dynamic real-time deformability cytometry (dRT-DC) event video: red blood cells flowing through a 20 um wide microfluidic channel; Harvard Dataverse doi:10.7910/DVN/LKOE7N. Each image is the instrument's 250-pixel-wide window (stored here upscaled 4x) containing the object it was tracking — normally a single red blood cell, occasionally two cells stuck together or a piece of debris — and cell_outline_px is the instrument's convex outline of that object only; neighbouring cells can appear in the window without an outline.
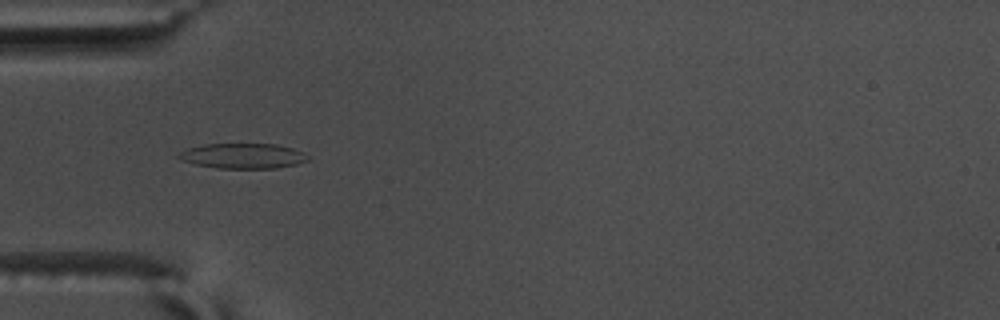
{"species": "common noctule bat (a hibernating species)", "species_latin": "Nyctalus noctula", "temperature_condition": "warm", "stored_images_in_passage": 56, "camera_frame_rate_fps": 3000, "um_per_image_px": 0.085, "animal": {"sex": "male", "body_mass_g": 17.5, "forearm_length_mm": 52.3}, "frame": {"image": 1, "passage_image": 18, "time_ms": 5.667, "image_size_px": [1000, 320], "cell_outline_px": [[312, 160], [296, 164], [276, 168], [216, 168], [196, 164], [180, 160], [176, 156], [180, 152], [188, 148], [204, 144], [276, 144], [292, 148], [304, 152]], "centroid_in_image_um": [20.67, 13.25], "position_along_channel_um": 64.3, "area_um2": 19.02}}
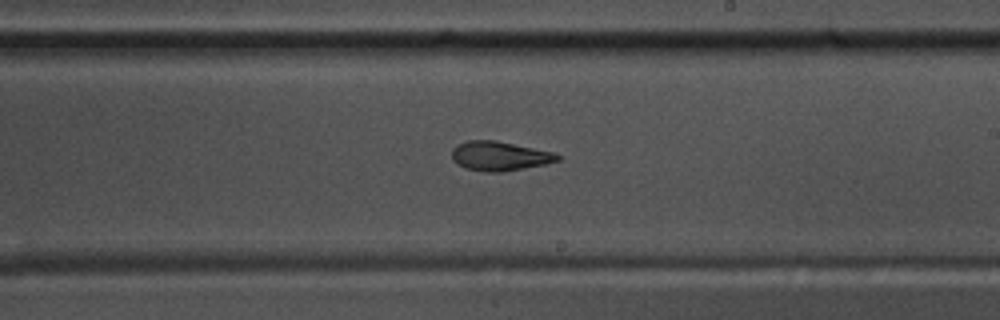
{"frame": {"image": 2, "passage_image": 33, "time_ms": 10.667, "image_size_px": [1000, 320], "cell_outline_px": [[560, 160], [544, 164], [504, 172], [488, 172], [464, 168], [456, 164], [452, 160], [452, 148], [456, 144], [468, 140], [496, 140], [552, 152], [560, 156]], "centroid_in_image_um": [42.4, 13.26], "position_along_channel_um": 246.6, "area_um2": 18.09}}
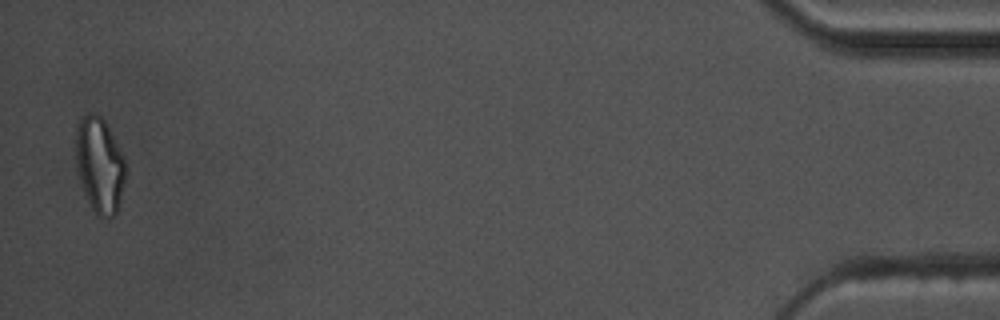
{"frame": {"image": 3, "passage_image": 55, "time_ms": 18.0, "image_size_px": [1000, 320], "cell_outline_px": [[124, 180], [116, 212], [108, 220], [104, 220], [96, 216], [84, 192], [76, 164], [76, 124], [80, 116], [88, 112], [96, 112], [104, 120], [124, 156]], "centroid_in_image_um": [8.44, 13.99], "position_along_channel_um": 426.8, "area_um2": 27.57}, "authors_computed_cell_mechanics": {"area_um2": 18.785, "velocity_mm_per_s": 3.673, "shape_relaxation_time_tau1_ms": null, "shape_relaxation_time_tau2_ms": 3.5674, "deformation_change_tau1": null, "deformation_change_tau2": 0.1133}}